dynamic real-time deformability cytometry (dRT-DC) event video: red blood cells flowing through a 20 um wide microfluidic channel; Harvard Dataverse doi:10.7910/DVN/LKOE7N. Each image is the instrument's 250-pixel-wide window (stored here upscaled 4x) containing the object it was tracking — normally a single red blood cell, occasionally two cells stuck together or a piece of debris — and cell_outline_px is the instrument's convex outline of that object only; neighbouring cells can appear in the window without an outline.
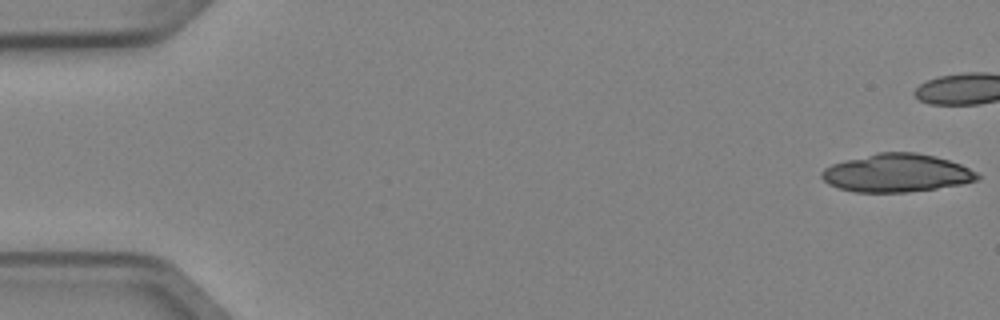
{"species": "Egyptian fruit bat (a non-hibernating species)", "species_latin": "Rousettus aegyptiacus", "temperature_condition": "cold", "stored_images_in_passage": 5, "camera_frame_rate_fps": 3000, "um_per_image_px": 0.085, "animal": {"sex": "female"}, "frame": {"image": 1, "passage_image": 1, "time_ms": 0.0, "image_size_px": [1000, 320], "cell_outline_px": [[980, 176], [976, 180], [960, 184], [936, 188], [908, 192], [856, 192], [840, 188], [828, 184], [820, 176], [820, 172], [824, 168], [832, 164], [844, 160], [876, 152], [916, 152], [936, 156], [960, 164], [976, 172]], "centroid_in_image_um": [76.17, 14.69], "position_along_channel_um": 8.8, "area_um2": 34.51}}